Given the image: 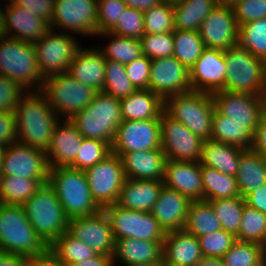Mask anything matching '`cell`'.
<instances>
[{
	"mask_svg": "<svg viewBox=\"0 0 266 266\" xmlns=\"http://www.w3.org/2000/svg\"><path fill=\"white\" fill-rule=\"evenodd\" d=\"M215 109L233 121L245 122L254 132L262 119L261 95L220 90L211 94Z\"/></svg>",
	"mask_w": 266,
	"mask_h": 266,
	"instance_id": "44dd1931",
	"label": "cell"
},
{
	"mask_svg": "<svg viewBox=\"0 0 266 266\" xmlns=\"http://www.w3.org/2000/svg\"><path fill=\"white\" fill-rule=\"evenodd\" d=\"M202 258L195 235L184 229L166 233L163 240V266H196Z\"/></svg>",
	"mask_w": 266,
	"mask_h": 266,
	"instance_id": "f1b7e54d",
	"label": "cell"
},
{
	"mask_svg": "<svg viewBox=\"0 0 266 266\" xmlns=\"http://www.w3.org/2000/svg\"><path fill=\"white\" fill-rule=\"evenodd\" d=\"M226 64L225 91L262 95L266 91L263 81V59L237 45L223 50Z\"/></svg>",
	"mask_w": 266,
	"mask_h": 266,
	"instance_id": "9c48e42d",
	"label": "cell"
},
{
	"mask_svg": "<svg viewBox=\"0 0 266 266\" xmlns=\"http://www.w3.org/2000/svg\"><path fill=\"white\" fill-rule=\"evenodd\" d=\"M19 7L28 10L32 16L44 19L49 25L54 17L55 0H11Z\"/></svg>",
	"mask_w": 266,
	"mask_h": 266,
	"instance_id": "6f0895ef",
	"label": "cell"
},
{
	"mask_svg": "<svg viewBox=\"0 0 266 266\" xmlns=\"http://www.w3.org/2000/svg\"><path fill=\"white\" fill-rule=\"evenodd\" d=\"M238 26L266 18V0H240L232 6Z\"/></svg>",
	"mask_w": 266,
	"mask_h": 266,
	"instance_id": "db71d44e",
	"label": "cell"
},
{
	"mask_svg": "<svg viewBox=\"0 0 266 266\" xmlns=\"http://www.w3.org/2000/svg\"><path fill=\"white\" fill-rule=\"evenodd\" d=\"M236 239L266 247V214L244 202L241 225Z\"/></svg>",
	"mask_w": 266,
	"mask_h": 266,
	"instance_id": "f6af8a7d",
	"label": "cell"
},
{
	"mask_svg": "<svg viewBox=\"0 0 266 266\" xmlns=\"http://www.w3.org/2000/svg\"><path fill=\"white\" fill-rule=\"evenodd\" d=\"M17 142L15 112H0V146Z\"/></svg>",
	"mask_w": 266,
	"mask_h": 266,
	"instance_id": "680465c9",
	"label": "cell"
},
{
	"mask_svg": "<svg viewBox=\"0 0 266 266\" xmlns=\"http://www.w3.org/2000/svg\"><path fill=\"white\" fill-rule=\"evenodd\" d=\"M71 121L83 138L100 140L111 146L123 121L121 102L103 91L97 92L93 101L71 118Z\"/></svg>",
	"mask_w": 266,
	"mask_h": 266,
	"instance_id": "5b68a950",
	"label": "cell"
},
{
	"mask_svg": "<svg viewBox=\"0 0 266 266\" xmlns=\"http://www.w3.org/2000/svg\"><path fill=\"white\" fill-rule=\"evenodd\" d=\"M163 180H125L117 204L123 208L151 212L163 188Z\"/></svg>",
	"mask_w": 266,
	"mask_h": 266,
	"instance_id": "f546056e",
	"label": "cell"
},
{
	"mask_svg": "<svg viewBox=\"0 0 266 266\" xmlns=\"http://www.w3.org/2000/svg\"><path fill=\"white\" fill-rule=\"evenodd\" d=\"M190 203L188 197L163 186L151 213L165 233L182 230Z\"/></svg>",
	"mask_w": 266,
	"mask_h": 266,
	"instance_id": "484cf974",
	"label": "cell"
},
{
	"mask_svg": "<svg viewBox=\"0 0 266 266\" xmlns=\"http://www.w3.org/2000/svg\"><path fill=\"white\" fill-rule=\"evenodd\" d=\"M203 257L222 258L237 240L236 236L221 229L197 237Z\"/></svg>",
	"mask_w": 266,
	"mask_h": 266,
	"instance_id": "681fc988",
	"label": "cell"
},
{
	"mask_svg": "<svg viewBox=\"0 0 266 266\" xmlns=\"http://www.w3.org/2000/svg\"><path fill=\"white\" fill-rule=\"evenodd\" d=\"M159 148H161L160 118L128 120L120 123L111 145V152L131 153Z\"/></svg>",
	"mask_w": 266,
	"mask_h": 266,
	"instance_id": "2e32d148",
	"label": "cell"
},
{
	"mask_svg": "<svg viewBox=\"0 0 266 266\" xmlns=\"http://www.w3.org/2000/svg\"><path fill=\"white\" fill-rule=\"evenodd\" d=\"M236 45L255 57L266 58V18L253 20L238 28Z\"/></svg>",
	"mask_w": 266,
	"mask_h": 266,
	"instance_id": "7bdbcfd3",
	"label": "cell"
},
{
	"mask_svg": "<svg viewBox=\"0 0 266 266\" xmlns=\"http://www.w3.org/2000/svg\"><path fill=\"white\" fill-rule=\"evenodd\" d=\"M195 235L203 236L222 229L221 223L211 204L206 200L191 201L183 228Z\"/></svg>",
	"mask_w": 266,
	"mask_h": 266,
	"instance_id": "8d00e7d4",
	"label": "cell"
},
{
	"mask_svg": "<svg viewBox=\"0 0 266 266\" xmlns=\"http://www.w3.org/2000/svg\"><path fill=\"white\" fill-rule=\"evenodd\" d=\"M196 266H226L221 258L203 257Z\"/></svg>",
	"mask_w": 266,
	"mask_h": 266,
	"instance_id": "003e7915",
	"label": "cell"
},
{
	"mask_svg": "<svg viewBox=\"0 0 266 266\" xmlns=\"http://www.w3.org/2000/svg\"><path fill=\"white\" fill-rule=\"evenodd\" d=\"M238 28L232 7L218 4L198 32L205 48L227 50L236 45Z\"/></svg>",
	"mask_w": 266,
	"mask_h": 266,
	"instance_id": "ffe728a7",
	"label": "cell"
},
{
	"mask_svg": "<svg viewBox=\"0 0 266 266\" xmlns=\"http://www.w3.org/2000/svg\"><path fill=\"white\" fill-rule=\"evenodd\" d=\"M163 2H171V3H175L177 1H180V0H162Z\"/></svg>",
	"mask_w": 266,
	"mask_h": 266,
	"instance_id": "34e18365",
	"label": "cell"
},
{
	"mask_svg": "<svg viewBox=\"0 0 266 266\" xmlns=\"http://www.w3.org/2000/svg\"><path fill=\"white\" fill-rule=\"evenodd\" d=\"M49 250L64 266L86 261L98 254L91 247L75 239L68 232L63 233L56 239L49 246Z\"/></svg>",
	"mask_w": 266,
	"mask_h": 266,
	"instance_id": "ab89813d",
	"label": "cell"
},
{
	"mask_svg": "<svg viewBox=\"0 0 266 266\" xmlns=\"http://www.w3.org/2000/svg\"><path fill=\"white\" fill-rule=\"evenodd\" d=\"M48 172L46 151L18 141L5 147L1 175L39 179L46 184Z\"/></svg>",
	"mask_w": 266,
	"mask_h": 266,
	"instance_id": "9a60e30c",
	"label": "cell"
},
{
	"mask_svg": "<svg viewBox=\"0 0 266 266\" xmlns=\"http://www.w3.org/2000/svg\"><path fill=\"white\" fill-rule=\"evenodd\" d=\"M4 149H5V146H0V174H1V170H2Z\"/></svg>",
	"mask_w": 266,
	"mask_h": 266,
	"instance_id": "2644e50d",
	"label": "cell"
},
{
	"mask_svg": "<svg viewBox=\"0 0 266 266\" xmlns=\"http://www.w3.org/2000/svg\"><path fill=\"white\" fill-rule=\"evenodd\" d=\"M125 71L136 89H149L151 59L142 55L134 61L125 64Z\"/></svg>",
	"mask_w": 266,
	"mask_h": 266,
	"instance_id": "9f6ffc18",
	"label": "cell"
},
{
	"mask_svg": "<svg viewBox=\"0 0 266 266\" xmlns=\"http://www.w3.org/2000/svg\"><path fill=\"white\" fill-rule=\"evenodd\" d=\"M42 185L39 179L1 175V204L23 205Z\"/></svg>",
	"mask_w": 266,
	"mask_h": 266,
	"instance_id": "f35d334b",
	"label": "cell"
},
{
	"mask_svg": "<svg viewBox=\"0 0 266 266\" xmlns=\"http://www.w3.org/2000/svg\"><path fill=\"white\" fill-rule=\"evenodd\" d=\"M244 199L247 205L266 214V184L249 193Z\"/></svg>",
	"mask_w": 266,
	"mask_h": 266,
	"instance_id": "91938a15",
	"label": "cell"
},
{
	"mask_svg": "<svg viewBox=\"0 0 266 266\" xmlns=\"http://www.w3.org/2000/svg\"><path fill=\"white\" fill-rule=\"evenodd\" d=\"M67 266H113L112 256L97 254L95 257H92L83 262H78L75 264Z\"/></svg>",
	"mask_w": 266,
	"mask_h": 266,
	"instance_id": "e7e4bbea",
	"label": "cell"
},
{
	"mask_svg": "<svg viewBox=\"0 0 266 266\" xmlns=\"http://www.w3.org/2000/svg\"><path fill=\"white\" fill-rule=\"evenodd\" d=\"M204 200H217L240 196L235 176L219 172L215 168L200 165Z\"/></svg>",
	"mask_w": 266,
	"mask_h": 266,
	"instance_id": "d590c367",
	"label": "cell"
},
{
	"mask_svg": "<svg viewBox=\"0 0 266 266\" xmlns=\"http://www.w3.org/2000/svg\"><path fill=\"white\" fill-rule=\"evenodd\" d=\"M214 110L215 104L210 93L191 90L164 100V112L202 140L212 138Z\"/></svg>",
	"mask_w": 266,
	"mask_h": 266,
	"instance_id": "52a82bcc",
	"label": "cell"
},
{
	"mask_svg": "<svg viewBox=\"0 0 266 266\" xmlns=\"http://www.w3.org/2000/svg\"><path fill=\"white\" fill-rule=\"evenodd\" d=\"M218 4L227 5V6H234L240 0H217Z\"/></svg>",
	"mask_w": 266,
	"mask_h": 266,
	"instance_id": "89a4df30",
	"label": "cell"
},
{
	"mask_svg": "<svg viewBox=\"0 0 266 266\" xmlns=\"http://www.w3.org/2000/svg\"><path fill=\"white\" fill-rule=\"evenodd\" d=\"M97 13L98 0H55L50 28L94 39L98 34Z\"/></svg>",
	"mask_w": 266,
	"mask_h": 266,
	"instance_id": "7c38bea8",
	"label": "cell"
},
{
	"mask_svg": "<svg viewBox=\"0 0 266 266\" xmlns=\"http://www.w3.org/2000/svg\"><path fill=\"white\" fill-rule=\"evenodd\" d=\"M240 197L266 184V158L253 149H244L236 175Z\"/></svg>",
	"mask_w": 266,
	"mask_h": 266,
	"instance_id": "d6a6232c",
	"label": "cell"
},
{
	"mask_svg": "<svg viewBox=\"0 0 266 266\" xmlns=\"http://www.w3.org/2000/svg\"><path fill=\"white\" fill-rule=\"evenodd\" d=\"M105 71L104 93L121 100L136 90L126 74L125 64L106 59Z\"/></svg>",
	"mask_w": 266,
	"mask_h": 266,
	"instance_id": "bcb514c9",
	"label": "cell"
},
{
	"mask_svg": "<svg viewBox=\"0 0 266 266\" xmlns=\"http://www.w3.org/2000/svg\"><path fill=\"white\" fill-rule=\"evenodd\" d=\"M226 71L223 50L205 48L190 68L192 91L210 94L225 91Z\"/></svg>",
	"mask_w": 266,
	"mask_h": 266,
	"instance_id": "7402d4cb",
	"label": "cell"
},
{
	"mask_svg": "<svg viewBox=\"0 0 266 266\" xmlns=\"http://www.w3.org/2000/svg\"><path fill=\"white\" fill-rule=\"evenodd\" d=\"M48 249L29 222L22 205L0 203V252L35 257Z\"/></svg>",
	"mask_w": 266,
	"mask_h": 266,
	"instance_id": "7a4b0ae2",
	"label": "cell"
},
{
	"mask_svg": "<svg viewBox=\"0 0 266 266\" xmlns=\"http://www.w3.org/2000/svg\"><path fill=\"white\" fill-rule=\"evenodd\" d=\"M217 0H180L173 3L175 29L199 31Z\"/></svg>",
	"mask_w": 266,
	"mask_h": 266,
	"instance_id": "e575fe53",
	"label": "cell"
},
{
	"mask_svg": "<svg viewBox=\"0 0 266 266\" xmlns=\"http://www.w3.org/2000/svg\"><path fill=\"white\" fill-rule=\"evenodd\" d=\"M145 34L173 33L175 29L173 3L161 2L143 12Z\"/></svg>",
	"mask_w": 266,
	"mask_h": 266,
	"instance_id": "7dc6e473",
	"label": "cell"
},
{
	"mask_svg": "<svg viewBox=\"0 0 266 266\" xmlns=\"http://www.w3.org/2000/svg\"><path fill=\"white\" fill-rule=\"evenodd\" d=\"M59 32V33H58ZM81 41L75 35L55 29H49L46 34L34 43L37 62L44 78L68 71Z\"/></svg>",
	"mask_w": 266,
	"mask_h": 266,
	"instance_id": "30bf717a",
	"label": "cell"
},
{
	"mask_svg": "<svg viewBox=\"0 0 266 266\" xmlns=\"http://www.w3.org/2000/svg\"><path fill=\"white\" fill-rule=\"evenodd\" d=\"M120 102L123 121L160 118L164 112V100L150 89H136Z\"/></svg>",
	"mask_w": 266,
	"mask_h": 266,
	"instance_id": "4dcf8cb0",
	"label": "cell"
},
{
	"mask_svg": "<svg viewBox=\"0 0 266 266\" xmlns=\"http://www.w3.org/2000/svg\"><path fill=\"white\" fill-rule=\"evenodd\" d=\"M244 149L212 139L202 144L200 165L215 168L221 173L235 176L238 173L241 154Z\"/></svg>",
	"mask_w": 266,
	"mask_h": 266,
	"instance_id": "1f68e13d",
	"label": "cell"
},
{
	"mask_svg": "<svg viewBox=\"0 0 266 266\" xmlns=\"http://www.w3.org/2000/svg\"><path fill=\"white\" fill-rule=\"evenodd\" d=\"M263 81L266 87V58L263 59Z\"/></svg>",
	"mask_w": 266,
	"mask_h": 266,
	"instance_id": "8c879c8a",
	"label": "cell"
},
{
	"mask_svg": "<svg viewBox=\"0 0 266 266\" xmlns=\"http://www.w3.org/2000/svg\"><path fill=\"white\" fill-rule=\"evenodd\" d=\"M4 1L3 6L0 5V34L34 44L50 29L44 19L32 16L28 10L11 0Z\"/></svg>",
	"mask_w": 266,
	"mask_h": 266,
	"instance_id": "e0dca14e",
	"label": "cell"
},
{
	"mask_svg": "<svg viewBox=\"0 0 266 266\" xmlns=\"http://www.w3.org/2000/svg\"><path fill=\"white\" fill-rule=\"evenodd\" d=\"M22 206L32 227L48 246L68 231L69 218L48 183Z\"/></svg>",
	"mask_w": 266,
	"mask_h": 266,
	"instance_id": "8992f818",
	"label": "cell"
},
{
	"mask_svg": "<svg viewBox=\"0 0 266 266\" xmlns=\"http://www.w3.org/2000/svg\"><path fill=\"white\" fill-rule=\"evenodd\" d=\"M112 259L113 266L163 265V241L136 238L115 240Z\"/></svg>",
	"mask_w": 266,
	"mask_h": 266,
	"instance_id": "d4e9b609",
	"label": "cell"
},
{
	"mask_svg": "<svg viewBox=\"0 0 266 266\" xmlns=\"http://www.w3.org/2000/svg\"><path fill=\"white\" fill-rule=\"evenodd\" d=\"M60 119L71 120L94 99L97 91L80 83L67 72L46 77L41 90Z\"/></svg>",
	"mask_w": 266,
	"mask_h": 266,
	"instance_id": "ba28073f",
	"label": "cell"
},
{
	"mask_svg": "<svg viewBox=\"0 0 266 266\" xmlns=\"http://www.w3.org/2000/svg\"><path fill=\"white\" fill-rule=\"evenodd\" d=\"M0 185H1V174H0ZM0 203H1V186H0Z\"/></svg>",
	"mask_w": 266,
	"mask_h": 266,
	"instance_id": "11e5206c",
	"label": "cell"
},
{
	"mask_svg": "<svg viewBox=\"0 0 266 266\" xmlns=\"http://www.w3.org/2000/svg\"><path fill=\"white\" fill-rule=\"evenodd\" d=\"M163 184L191 201L204 200L200 162L167 160Z\"/></svg>",
	"mask_w": 266,
	"mask_h": 266,
	"instance_id": "cb8c5ba5",
	"label": "cell"
},
{
	"mask_svg": "<svg viewBox=\"0 0 266 266\" xmlns=\"http://www.w3.org/2000/svg\"><path fill=\"white\" fill-rule=\"evenodd\" d=\"M110 32L123 37L141 39L145 35L143 11L127 6Z\"/></svg>",
	"mask_w": 266,
	"mask_h": 266,
	"instance_id": "f907efd6",
	"label": "cell"
},
{
	"mask_svg": "<svg viewBox=\"0 0 266 266\" xmlns=\"http://www.w3.org/2000/svg\"><path fill=\"white\" fill-rule=\"evenodd\" d=\"M126 7L123 0H98V34L110 32Z\"/></svg>",
	"mask_w": 266,
	"mask_h": 266,
	"instance_id": "f5cc1de1",
	"label": "cell"
},
{
	"mask_svg": "<svg viewBox=\"0 0 266 266\" xmlns=\"http://www.w3.org/2000/svg\"><path fill=\"white\" fill-rule=\"evenodd\" d=\"M221 259L226 266H264L266 247L254 242L236 240Z\"/></svg>",
	"mask_w": 266,
	"mask_h": 266,
	"instance_id": "b9f144b4",
	"label": "cell"
},
{
	"mask_svg": "<svg viewBox=\"0 0 266 266\" xmlns=\"http://www.w3.org/2000/svg\"><path fill=\"white\" fill-rule=\"evenodd\" d=\"M83 136L71 120L60 119L46 150L49 168L69 167L81 147Z\"/></svg>",
	"mask_w": 266,
	"mask_h": 266,
	"instance_id": "603a6c76",
	"label": "cell"
},
{
	"mask_svg": "<svg viewBox=\"0 0 266 266\" xmlns=\"http://www.w3.org/2000/svg\"><path fill=\"white\" fill-rule=\"evenodd\" d=\"M0 74L26 91L41 90L45 78L38 66L34 44L0 34Z\"/></svg>",
	"mask_w": 266,
	"mask_h": 266,
	"instance_id": "277c9868",
	"label": "cell"
},
{
	"mask_svg": "<svg viewBox=\"0 0 266 266\" xmlns=\"http://www.w3.org/2000/svg\"><path fill=\"white\" fill-rule=\"evenodd\" d=\"M25 92L17 82L0 74V112H15L19 99Z\"/></svg>",
	"mask_w": 266,
	"mask_h": 266,
	"instance_id": "11a10c76",
	"label": "cell"
},
{
	"mask_svg": "<svg viewBox=\"0 0 266 266\" xmlns=\"http://www.w3.org/2000/svg\"><path fill=\"white\" fill-rule=\"evenodd\" d=\"M103 37L107 38L109 42L103 48L97 47L105 59L128 64L143 55L140 39L123 37L112 32H104L95 36L99 40Z\"/></svg>",
	"mask_w": 266,
	"mask_h": 266,
	"instance_id": "74e56055",
	"label": "cell"
},
{
	"mask_svg": "<svg viewBox=\"0 0 266 266\" xmlns=\"http://www.w3.org/2000/svg\"><path fill=\"white\" fill-rule=\"evenodd\" d=\"M111 153V146L103 141L83 138L75 161L69 166L73 169L85 171L99 163Z\"/></svg>",
	"mask_w": 266,
	"mask_h": 266,
	"instance_id": "c3c4849f",
	"label": "cell"
},
{
	"mask_svg": "<svg viewBox=\"0 0 266 266\" xmlns=\"http://www.w3.org/2000/svg\"><path fill=\"white\" fill-rule=\"evenodd\" d=\"M0 266H28V257L0 252Z\"/></svg>",
	"mask_w": 266,
	"mask_h": 266,
	"instance_id": "be15d7a7",
	"label": "cell"
},
{
	"mask_svg": "<svg viewBox=\"0 0 266 266\" xmlns=\"http://www.w3.org/2000/svg\"><path fill=\"white\" fill-rule=\"evenodd\" d=\"M252 149L266 158V120L263 118L254 132Z\"/></svg>",
	"mask_w": 266,
	"mask_h": 266,
	"instance_id": "94428289",
	"label": "cell"
},
{
	"mask_svg": "<svg viewBox=\"0 0 266 266\" xmlns=\"http://www.w3.org/2000/svg\"><path fill=\"white\" fill-rule=\"evenodd\" d=\"M115 240L136 238L163 241L166 233L151 212H140L121 207L117 203L103 209Z\"/></svg>",
	"mask_w": 266,
	"mask_h": 266,
	"instance_id": "8fae6325",
	"label": "cell"
},
{
	"mask_svg": "<svg viewBox=\"0 0 266 266\" xmlns=\"http://www.w3.org/2000/svg\"><path fill=\"white\" fill-rule=\"evenodd\" d=\"M48 185L56 193L66 216L71 219L102 210L90 193L84 171L71 167L49 168Z\"/></svg>",
	"mask_w": 266,
	"mask_h": 266,
	"instance_id": "3957f363",
	"label": "cell"
},
{
	"mask_svg": "<svg viewBox=\"0 0 266 266\" xmlns=\"http://www.w3.org/2000/svg\"><path fill=\"white\" fill-rule=\"evenodd\" d=\"M115 154L121 157L124 174L127 179H164L167 158L162 148Z\"/></svg>",
	"mask_w": 266,
	"mask_h": 266,
	"instance_id": "83f0119b",
	"label": "cell"
},
{
	"mask_svg": "<svg viewBox=\"0 0 266 266\" xmlns=\"http://www.w3.org/2000/svg\"><path fill=\"white\" fill-rule=\"evenodd\" d=\"M129 266H163V265H156V264H153V265H129Z\"/></svg>",
	"mask_w": 266,
	"mask_h": 266,
	"instance_id": "753ad0ef",
	"label": "cell"
},
{
	"mask_svg": "<svg viewBox=\"0 0 266 266\" xmlns=\"http://www.w3.org/2000/svg\"><path fill=\"white\" fill-rule=\"evenodd\" d=\"M75 239L84 242L98 254L113 256L115 239L105 212L69 219L68 231Z\"/></svg>",
	"mask_w": 266,
	"mask_h": 266,
	"instance_id": "ac0fdd59",
	"label": "cell"
},
{
	"mask_svg": "<svg viewBox=\"0 0 266 266\" xmlns=\"http://www.w3.org/2000/svg\"><path fill=\"white\" fill-rule=\"evenodd\" d=\"M262 100V118L266 120V91L261 95Z\"/></svg>",
	"mask_w": 266,
	"mask_h": 266,
	"instance_id": "a7ac6f4b",
	"label": "cell"
},
{
	"mask_svg": "<svg viewBox=\"0 0 266 266\" xmlns=\"http://www.w3.org/2000/svg\"><path fill=\"white\" fill-rule=\"evenodd\" d=\"M211 139L243 149H252L254 131L245 122L233 121L215 109L212 119Z\"/></svg>",
	"mask_w": 266,
	"mask_h": 266,
	"instance_id": "836d02e7",
	"label": "cell"
},
{
	"mask_svg": "<svg viewBox=\"0 0 266 266\" xmlns=\"http://www.w3.org/2000/svg\"><path fill=\"white\" fill-rule=\"evenodd\" d=\"M96 48L81 46L75 53L67 73L80 83L97 92H102L106 74V59L103 53Z\"/></svg>",
	"mask_w": 266,
	"mask_h": 266,
	"instance_id": "4316f807",
	"label": "cell"
},
{
	"mask_svg": "<svg viewBox=\"0 0 266 266\" xmlns=\"http://www.w3.org/2000/svg\"><path fill=\"white\" fill-rule=\"evenodd\" d=\"M128 7H133L140 11L148 10L161 2L162 0H123Z\"/></svg>",
	"mask_w": 266,
	"mask_h": 266,
	"instance_id": "03108f58",
	"label": "cell"
},
{
	"mask_svg": "<svg viewBox=\"0 0 266 266\" xmlns=\"http://www.w3.org/2000/svg\"><path fill=\"white\" fill-rule=\"evenodd\" d=\"M90 193L96 204L104 209L118 202L126 180L121 157L111 152L85 171Z\"/></svg>",
	"mask_w": 266,
	"mask_h": 266,
	"instance_id": "4fadbf2b",
	"label": "cell"
},
{
	"mask_svg": "<svg viewBox=\"0 0 266 266\" xmlns=\"http://www.w3.org/2000/svg\"><path fill=\"white\" fill-rule=\"evenodd\" d=\"M225 231L238 235L245 199L243 197L224 198L208 201Z\"/></svg>",
	"mask_w": 266,
	"mask_h": 266,
	"instance_id": "ee69618b",
	"label": "cell"
},
{
	"mask_svg": "<svg viewBox=\"0 0 266 266\" xmlns=\"http://www.w3.org/2000/svg\"><path fill=\"white\" fill-rule=\"evenodd\" d=\"M17 141L46 151L60 118L40 91H26L15 108Z\"/></svg>",
	"mask_w": 266,
	"mask_h": 266,
	"instance_id": "6da1fadb",
	"label": "cell"
},
{
	"mask_svg": "<svg viewBox=\"0 0 266 266\" xmlns=\"http://www.w3.org/2000/svg\"><path fill=\"white\" fill-rule=\"evenodd\" d=\"M172 35L173 56L190 70L205 49L199 32L174 29Z\"/></svg>",
	"mask_w": 266,
	"mask_h": 266,
	"instance_id": "60d3db41",
	"label": "cell"
},
{
	"mask_svg": "<svg viewBox=\"0 0 266 266\" xmlns=\"http://www.w3.org/2000/svg\"><path fill=\"white\" fill-rule=\"evenodd\" d=\"M161 148L167 160L199 162L203 141L165 112L160 116Z\"/></svg>",
	"mask_w": 266,
	"mask_h": 266,
	"instance_id": "5bb4252c",
	"label": "cell"
},
{
	"mask_svg": "<svg viewBox=\"0 0 266 266\" xmlns=\"http://www.w3.org/2000/svg\"><path fill=\"white\" fill-rule=\"evenodd\" d=\"M142 54L149 59L173 56L174 42L172 33L145 34L141 39Z\"/></svg>",
	"mask_w": 266,
	"mask_h": 266,
	"instance_id": "816d5d0a",
	"label": "cell"
},
{
	"mask_svg": "<svg viewBox=\"0 0 266 266\" xmlns=\"http://www.w3.org/2000/svg\"><path fill=\"white\" fill-rule=\"evenodd\" d=\"M149 89L166 98L192 90L190 70L174 56L151 60Z\"/></svg>",
	"mask_w": 266,
	"mask_h": 266,
	"instance_id": "d6986e66",
	"label": "cell"
},
{
	"mask_svg": "<svg viewBox=\"0 0 266 266\" xmlns=\"http://www.w3.org/2000/svg\"><path fill=\"white\" fill-rule=\"evenodd\" d=\"M28 266H64L48 249L45 253L35 257H28Z\"/></svg>",
	"mask_w": 266,
	"mask_h": 266,
	"instance_id": "6125c7cd",
	"label": "cell"
}]
</instances>
